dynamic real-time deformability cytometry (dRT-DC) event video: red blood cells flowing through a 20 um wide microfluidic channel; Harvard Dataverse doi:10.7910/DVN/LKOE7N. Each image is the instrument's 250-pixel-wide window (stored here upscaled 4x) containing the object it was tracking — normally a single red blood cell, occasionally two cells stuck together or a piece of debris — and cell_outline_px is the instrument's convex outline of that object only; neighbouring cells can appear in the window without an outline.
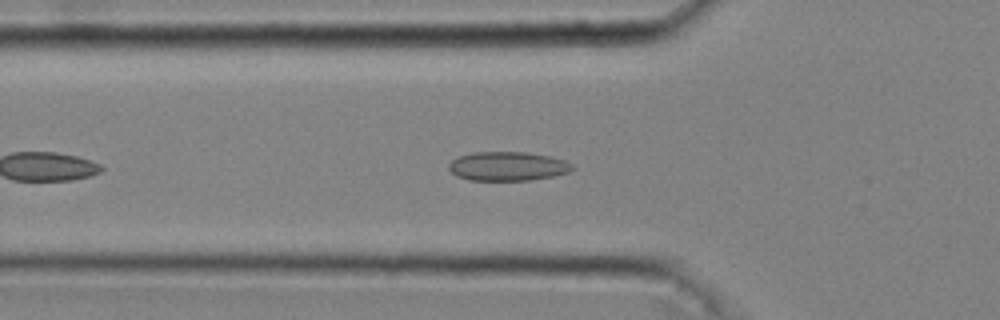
{"species": "common noctule bat (a hibernating species)", "species_latin": "Nyctalus noctula", "temperature_condition": "cold", "stored_images_in_passage": 35, "camera_frame_rate_fps": 3000, "um_per_image_px": 0.085, "animal": {"sex": "male", "body_mass_g": 20.4}, "frame": {"image": 1, "passage_image": 7, "time_ms": 2.0, "image_size_px": [1000, 320], "cell_outline_px": [[576, 168], [568, 172], [552, 176], [528, 180], [468, 180], [456, 176], [448, 168], [448, 164], [452, 160], [460, 156], [472, 152], [528, 152], [548, 156], [564, 160], [572, 164]], "centroid_in_image_um": [43.14, 14.13], "position_along_channel_um": 82.7, "area_um2": 20.87}}
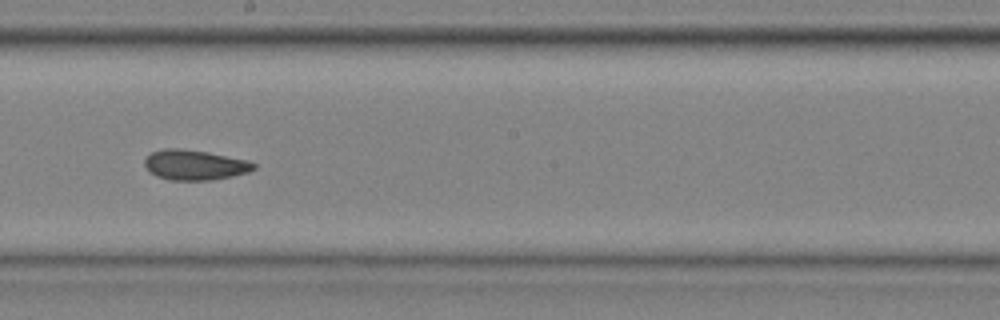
{"frame": {"image": 2, "passage_image": 18, "time_ms": 5.667, "image_size_px": [1000, 320], "cell_outline_px": [[256, 168], [248, 172], [232, 176], [212, 180], [168, 180], [156, 176], [144, 164], [144, 160], [152, 152], [164, 148], [180, 148], [208, 152], [248, 160], [256, 164]], "centroid_in_image_um": [16.57, 14.02], "position_along_channel_um": 231.6, "area_um2": 19.13}}
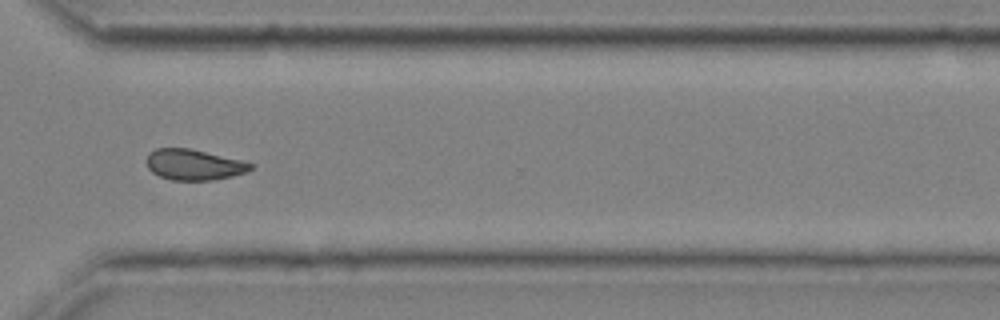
{"frame": {"image": 3, "passage_image": 27, "time_ms": 8.667, "image_size_px": [1000, 320], "cell_outline_px": [[256, 164], [248, 172], [232, 176], [212, 180], [172, 180], [160, 176], [152, 172], [148, 168], [148, 152], [156, 148], [192, 148]], "centroid_in_image_um": [16.51, 13.99], "position_along_channel_um": 354.1, "area_um2": 18.67}, "authors_computed_cell_mechanics": {"area_um2": 19.0162, "velocity_mm_per_s": 4.0608, "shape_relaxation_time_tau1_ms": null, "shape_relaxation_time_tau2_ms": 2.1037, "deformation_change_tau1": null, "deformation_change_tau2": 0.0514}}